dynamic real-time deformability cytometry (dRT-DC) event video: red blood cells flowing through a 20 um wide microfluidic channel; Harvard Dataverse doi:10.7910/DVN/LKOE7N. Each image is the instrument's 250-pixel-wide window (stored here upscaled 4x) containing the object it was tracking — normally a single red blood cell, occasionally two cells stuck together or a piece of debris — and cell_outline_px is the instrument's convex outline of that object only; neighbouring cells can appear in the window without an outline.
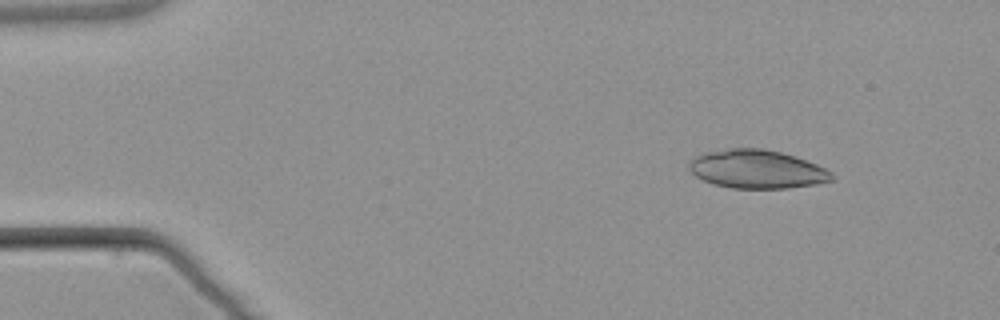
{"species": "common noctule bat (a hibernating species)", "species_latin": "Nyctalus noctula", "temperature_condition": "warm", "stored_images_in_passage": 3, "camera_frame_rate_fps": 3000, "um_per_image_px": 0.085, "animal": {"sex": "male", "body_mass_g": 21.5, "forearm_length_mm": 52.0}, "frame": {"image": 1, "passage_image": 1, "time_ms": 0.0, "image_size_px": [1000, 320], "cell_outline_px": [[836, 176], [832, 180], [816, 184], [788, 188], [732, 188], [712, 184], [696, 176], [688, 168], [688, 164], [696, 156], [704, 152], [728, 148], [764, 148], [796, 156], [816, 164], [832, 172]], "centroid_in_image_um": [64.34, 14.37], "position_along_channel_um": 20.7, "area_um2": 32.14}}